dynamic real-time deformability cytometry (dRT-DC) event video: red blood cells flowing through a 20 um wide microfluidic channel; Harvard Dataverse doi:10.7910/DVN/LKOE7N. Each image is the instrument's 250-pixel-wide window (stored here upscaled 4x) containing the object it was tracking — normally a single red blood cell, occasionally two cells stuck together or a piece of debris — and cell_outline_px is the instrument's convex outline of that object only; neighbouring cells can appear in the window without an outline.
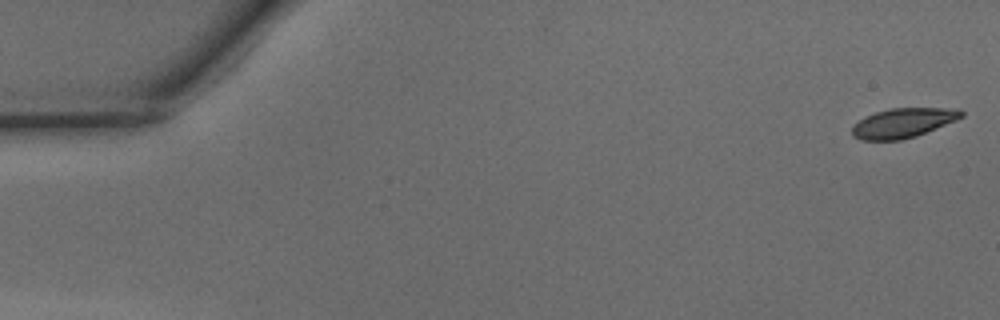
{"species": "common noctule bat (a hibernating species)", "species_latin": "Nyctalus noctula", "temperature_condition": "warm", "stored_images_in_passage": 12, "camera_frame_rate_fps": 3000, "um_per_image_px": 0.085, "animal": {"sex": "male", "body_mass_g": 15.6}, "frame": {"image": 1, "passage_image": 1, "time_ms": 0.0, "image_size_px": [1000, 320], "cell_outline_px": [[964, 116], [956, 120], [916, 136], [900, 140], [864, 140], [852, 136], [852, 124], [864, 116], [888, 108], [960, 108], [964, 112]], "centroid_in_image_um": [76.75, 10.43], "position_along_channel_um": 8.2, "area_um2": 18.96}}